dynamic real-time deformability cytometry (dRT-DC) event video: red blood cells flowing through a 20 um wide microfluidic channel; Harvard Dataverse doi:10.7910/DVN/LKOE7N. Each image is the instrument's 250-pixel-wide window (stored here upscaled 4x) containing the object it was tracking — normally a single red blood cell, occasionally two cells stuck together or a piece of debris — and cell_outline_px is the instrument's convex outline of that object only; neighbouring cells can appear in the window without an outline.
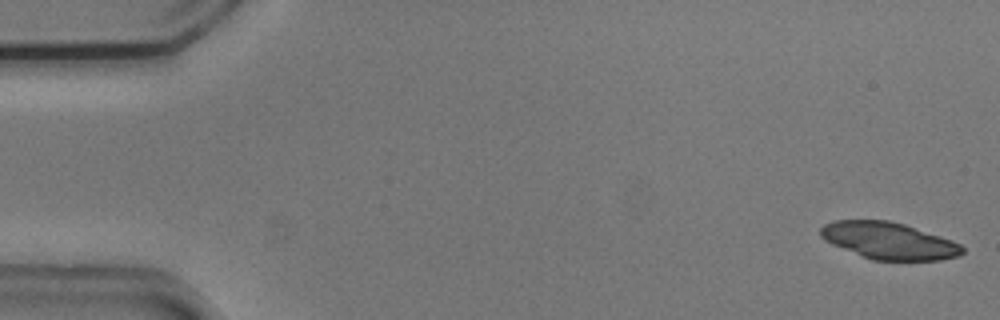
{"species": "common noctule bat (a hibernating species)", "species_latin": "Nyctalus noctula", "temperature_condition": "cold", "stored_images_in_passage": 15, "camera_frame_rate_fps": 3000, "um_per_image_px": 0.085, "animal": {"sex": "male", "body_mass_g": 20.5, "forearm_length_mm": 52.5}, "frame": {"image": 1, "passage_image": 1, "time_ms": 0.0, "image_size_px": [1000, 320], "cell_outline_px": [[964, 252], [960, 256], [940, 260], [872, 260], [832, 244], [824, 240], [820, 236], [820, 228], [824, 224], [832, 220], [888, 220], [904, 224], [952, 240], [960, 244], [964, 248]], "centroid_in_image_um": [75.54, 20.46], "position_along_channel_um": 9.5, "area_um2": 30.46}}